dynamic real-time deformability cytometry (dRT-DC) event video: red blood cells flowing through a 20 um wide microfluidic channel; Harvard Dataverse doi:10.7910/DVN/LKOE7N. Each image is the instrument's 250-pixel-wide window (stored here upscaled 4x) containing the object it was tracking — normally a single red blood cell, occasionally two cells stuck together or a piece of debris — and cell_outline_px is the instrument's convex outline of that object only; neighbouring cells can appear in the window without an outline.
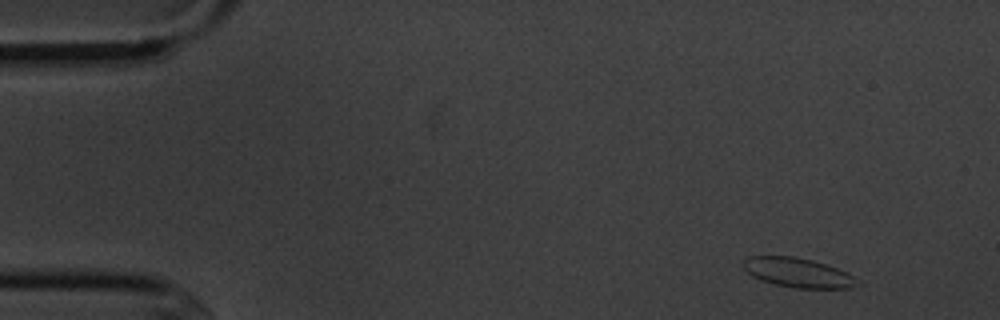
{"species": "common noctule bat (a hibernating species)", "species_latin": "Nyctalus noctula", "temperature_condition": "cold", "stored_images_in_passage": 4, "camera_frame_rate_fps": 3000, "um_per_image_px": 0.085, "animal": {"sex": "male", "body_mass_g": 20.1, "forearm_length_mm": 53.5}, "frame": {"image": 1, "passage_image": 1, "time_ms": 0.0, "image_size_px": [1000, 320], "cell_outline_px": [[860, 284], [852, 288], [796, 288], [776, 284], [752, 276], [744, 268], [744, 260], [748, 256], [792, 256], [812, 260], [836, 268], [852, 276]], "centroid_in_image_um": [67.81, 23.17], "position_along_channel_um": 17.2, "area_um2": 19.13}}